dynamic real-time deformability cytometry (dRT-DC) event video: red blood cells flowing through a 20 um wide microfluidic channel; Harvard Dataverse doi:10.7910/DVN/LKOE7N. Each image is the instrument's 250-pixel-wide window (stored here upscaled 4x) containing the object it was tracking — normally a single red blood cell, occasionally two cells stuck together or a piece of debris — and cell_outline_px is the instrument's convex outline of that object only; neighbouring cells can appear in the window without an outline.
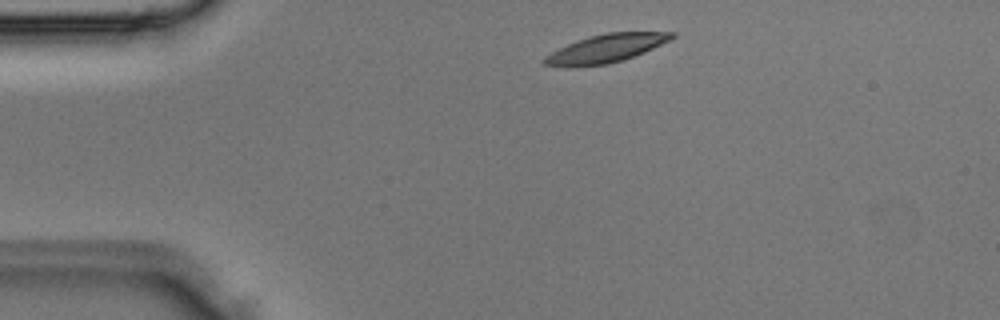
{"species": "Egyptian fruit bat (a non-hibernating species)", "species_latin": "Rousettus aegyptiacus", "temperature_condition": "room temperature", "stored_images_in_passage": 2, "camera_frame_rate_fps": 3000, "um_per_image_px": 0.085, "animal": {"sex": "male"}, "frame": {"image": 1, "passage_image": 1, "time_ms": 0.0, "image_size_px": [1000, 320], "cell_outline_px": [[676, 36], [644, 52], [624, 60], [608, 64], [544, 64], [540, 60], [544, 56], [576, 40], [604, 32], [676, 32]], "centroid_in_image_um": [51.57, 4.07], "position_along_channel_um": 33.4, "area_um2": 20.11}}